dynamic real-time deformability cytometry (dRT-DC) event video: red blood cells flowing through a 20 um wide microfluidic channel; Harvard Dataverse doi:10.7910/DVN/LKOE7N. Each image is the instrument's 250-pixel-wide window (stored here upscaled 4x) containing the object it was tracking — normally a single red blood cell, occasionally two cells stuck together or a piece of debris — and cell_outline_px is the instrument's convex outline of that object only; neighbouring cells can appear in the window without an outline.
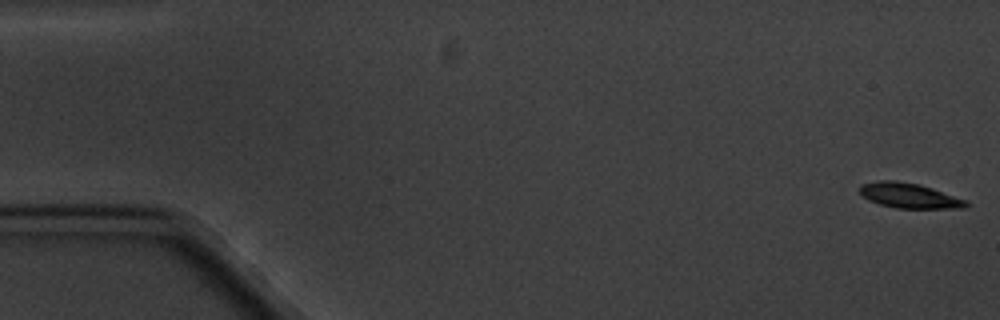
{"species": "common noctule bat (a hibernating species)", "species_latin": "Nyctalus noctula", "temperature_condition": "cold", "stored_images_in_passage": 5, "camera_frame_rate_fps": 3000, "um_per_image_px": 0.085, "animal": {"sex": "male", "body_mass_g": 20.1, "forearm_length_mm": 53.5}, "frame": {"image": 1, "passage_image": 1, "time_ms": 0.0, "image_size_px": [1000, 320], "cell_outline_px": [[968, 204], [964, 208], [896, 208], [880, 204], [868, 200], [860, 196], [860, 184], [876, 180], [896, 180], [920, 184], [968, 200]], "centroid_in_image_um": [77.25, 16.61], "position_along_channel_um": 7.7, "area_um2": 15.72}}
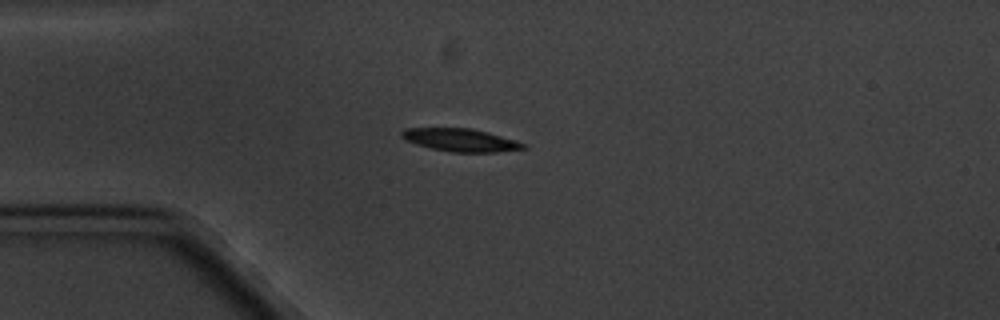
{"frame": {"image": 2, "passage_image": 4, "time_ms": 4.667, "image_size_px": [1000, 320], "cell_outline_px": [[528, 148], [496, 152], [452, 152], [432, 148], [416, 144], [404, 140], [400, 136], [400, 132], [404, 128], [472, 128], [488, 132], [516, 140], [524, 144]], "centroid_in_image_um": [39.12, 11.89], "position_along_channel_um": 45.9, "area_um2": 16.24}}